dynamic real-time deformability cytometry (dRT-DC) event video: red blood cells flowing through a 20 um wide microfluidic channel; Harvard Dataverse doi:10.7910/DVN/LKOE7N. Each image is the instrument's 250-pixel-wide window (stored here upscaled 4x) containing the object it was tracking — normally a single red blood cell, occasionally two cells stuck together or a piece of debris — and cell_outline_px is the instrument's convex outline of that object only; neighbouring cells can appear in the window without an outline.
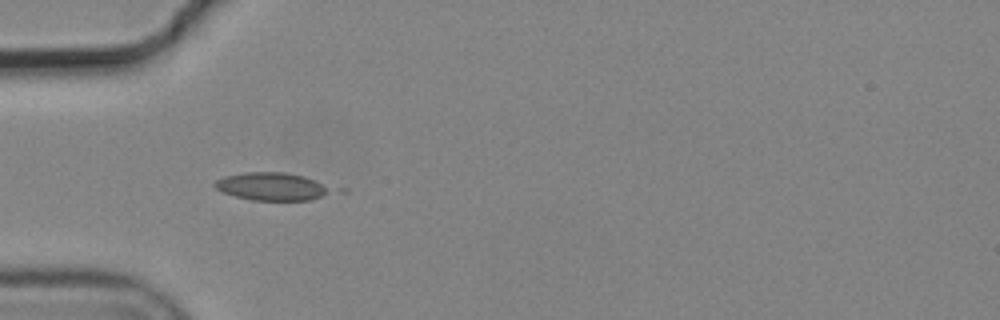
{"species": "common noctule bat (a hibernating species)", "species_latin": "Nyctalus noctula", "temperature_condition": "cold", "stored_images_in_passage": 2, "camera_frame_rate_fps": 3000, "um_per_image_px": 0.085, "animal": {"sex": "male", "body_mass_g": 19.2, "forearm_length_mm": 51.8}, "frame": {"image": 1, "passage_image": 1, "time_ms": 0.0, "image_size_px": [1000, 320], "cell_outline_px": [[328, 192], [320, 196], [308, 200], [252, 200], [236, 196], [224, 192], [216, 188], [212, 184], [216, 180], [224, 176], [244, 172], [284, 172], [304, 176], [328, 188]], "centroid_in_image_um": [22.98, 15.84], "position_along_channel_um": 62.0, "area_um2": 18.26}}
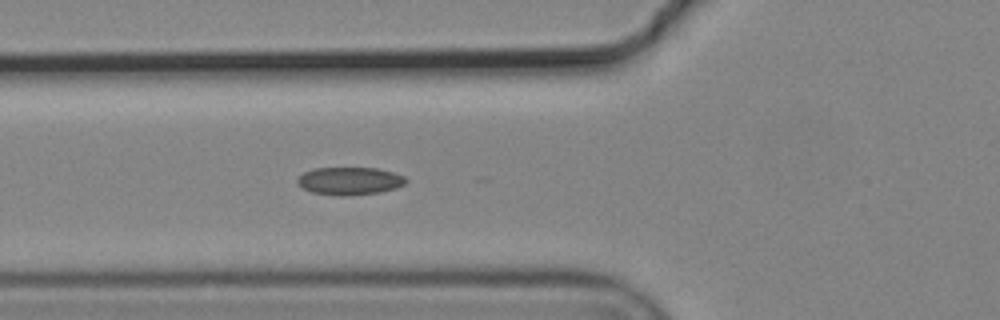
{"frame": {"image": 2, "passage_image": 2, "time_ms": 0.333, "image_size_px": [1000, 320], "cell_outline_px": [[408, 180], [404, 184], [396, 188], [380, 192], [348, 196], [332, 196], [312, 192], [296, 184], [296, 180], [304, 172], [316, 168], [376, 168], [392, 172], [404, 176]], "centroid_in_image_um": [29.71, 15.39], "position_along_channel_um": 96.1, "area_um2": 17.63}}